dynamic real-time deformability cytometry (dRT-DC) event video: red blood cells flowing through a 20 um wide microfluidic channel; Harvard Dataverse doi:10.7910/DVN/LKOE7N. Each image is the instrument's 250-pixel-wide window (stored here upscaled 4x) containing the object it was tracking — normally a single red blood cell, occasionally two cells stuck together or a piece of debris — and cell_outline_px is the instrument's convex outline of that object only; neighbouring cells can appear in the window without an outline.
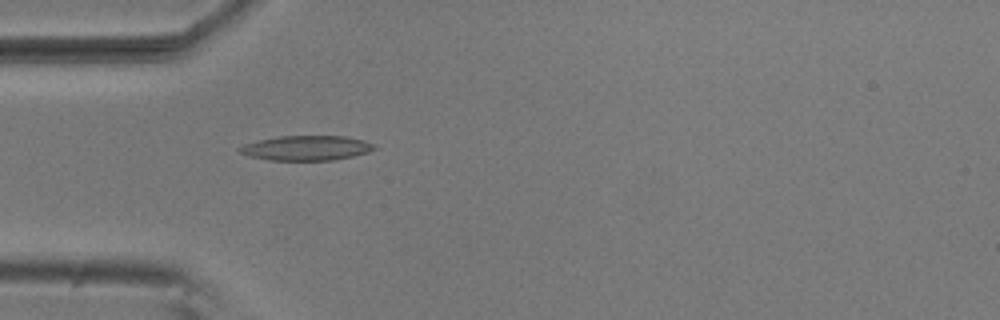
{"species": "common noctule bat (a hibernating species)", "species_latin": "Nyctalus noctula", "temperature_condition": "room temperature", "stored_images_in_passage": 5, "camera_frame_rate_fps": 3000, "um_per_image_px": 0.085, "animal": {"sex": "male", "body_mass_g": 20.5, "forearm_length_mm": 52.5}, "frame": {"image": 1, "passage_image": 5, "time_ms": 1.333, "image_size_px": [1000, 320], "cell_outline_px": [[376, 148], [368, 152], [336, 160], [268, 160], [248, 156], [240, 152], [236, 148], [244, 144], [260, 140], [280, 136], [344, 136], [364, 140], [376, 144]], "centroid_in_image_um": [26.05, 12.58], "position_along_channel_um": 58.9, "area_um2": 19.48}}